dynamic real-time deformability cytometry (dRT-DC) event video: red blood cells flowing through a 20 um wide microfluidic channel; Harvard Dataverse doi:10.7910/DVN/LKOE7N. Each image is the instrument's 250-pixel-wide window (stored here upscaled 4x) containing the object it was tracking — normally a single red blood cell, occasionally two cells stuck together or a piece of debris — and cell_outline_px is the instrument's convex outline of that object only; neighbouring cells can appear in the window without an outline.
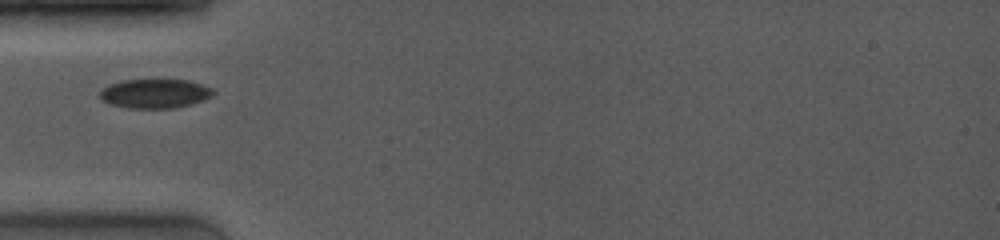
{"species": "common noctule bat (a hibernating species)", "species_latin": "Nyctalus noctula", "temperature_condition": "room temperature", "stored_images_in_passage": 39, "camera_frame_rate_fps": 4000, "um_per_image_px": 0.085, "animal": {"sex": "female", "body_mass_g": 19.0, "forearm_length_mm": 53.3}, "frame": {"image": 1, "passage_image": 1, "time_ms": 0.0, "image_size_px": [1000, 240], "cell_outline_px": [[216, 92], [212, 96], [188, 104], [172, 108], [128, 108], [108, 104], [100, 96], [100, 88], [108, 84], [120, 80], [188, 80], [212, 88]], "centroid_in_image_um": [13.11, 7.94], "position_along_channel_um": 71.9, "area_um2": 19.19}}
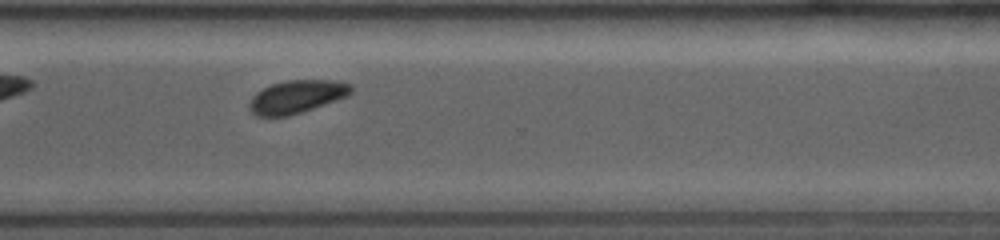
{"frame": {"image": 2, "passage_image": 28, "time_ms": 6.75, "image_size_px": [1000, 240], "cell_outline_px": [[352, 92], [348, 96], [288, 116], [256, 116], [248, 108], [248, 104], [252, 96], [256, 92], [272, 84], [288, 80], [336, 80], [352, 84]], "centroid_in_image_um": [25.22, 8.21], "position_along_channel_um": 345.4, "area_um2": 19.48}}
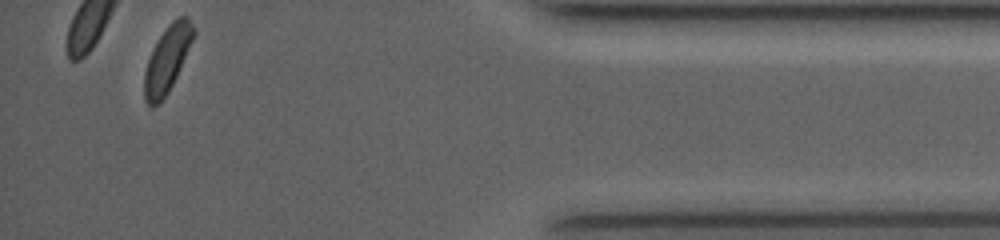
{"frame": {"image": 3, "passage_image": 39, "time_ms": 9.5, "image_size_px": [1000, 240], "cell_outline_px": [[196, 32], [176, 76], [168, 92], [152, 108], [144, 100], [144, 72], [152, 48], [168, 24], [176, 16], [188, 16], [196, 28]], "centroid_in_image_um": [14.22, 4.97], "position_along_channel_um": 421.0, "area_um2": 18.79}}